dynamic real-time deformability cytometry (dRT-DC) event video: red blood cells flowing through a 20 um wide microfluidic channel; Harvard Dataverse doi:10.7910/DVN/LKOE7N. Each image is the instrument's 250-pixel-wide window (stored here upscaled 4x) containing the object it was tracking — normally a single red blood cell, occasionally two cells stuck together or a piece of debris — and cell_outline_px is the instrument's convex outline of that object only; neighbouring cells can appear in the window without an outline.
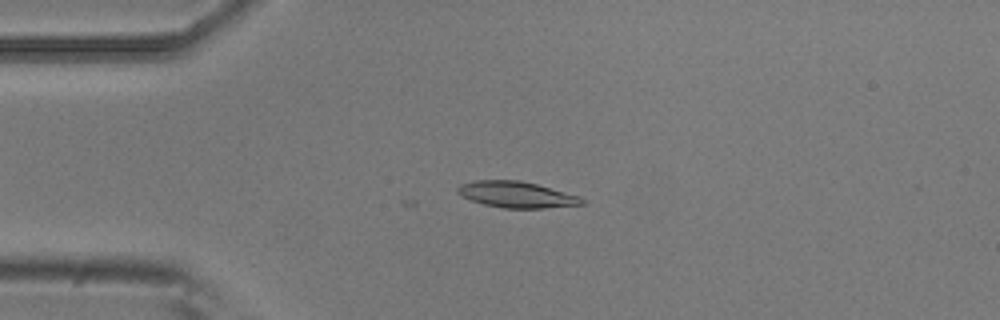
{"species": "common noctule bat (a hibernating species)", "species_latin": "Nyctalus noctula", "temperature_condition": "room temperature", "stored_images_in_passage": 3, "camera_frame_rate_fps": 3000, "um_per_image_px": 0.085, "animal": {"sex": "male", "body_mass_g": 20.5, "forearm_length_mm": 52.5}, "frame": {"image": 1, "passage_image": 3, "time_ms": 0.667, "image_size_px": [1000, 320], "cell_outline_px": [[584, 204], [544, 208], [504, 208], [484, 204], [460, 196], [456, 192], [456, 188], [460, 184], [476, 180], [520, 180], [536, 184], [580, 196], [584, 200]], "centroid_in_image_um": [43.87, 16.53], "position_along_channel_um": 41.1, "area_um2": 18.9}}